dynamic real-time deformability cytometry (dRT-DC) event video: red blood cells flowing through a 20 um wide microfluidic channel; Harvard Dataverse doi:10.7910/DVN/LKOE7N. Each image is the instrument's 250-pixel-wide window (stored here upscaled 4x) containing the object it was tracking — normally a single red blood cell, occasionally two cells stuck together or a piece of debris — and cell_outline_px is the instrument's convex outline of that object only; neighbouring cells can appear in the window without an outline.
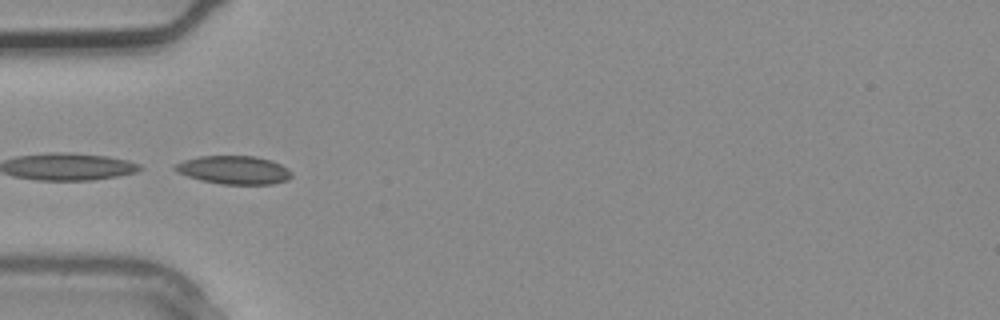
{"species": "common noctule bat (a hibernating species)", "species_latin": "Nyctalus noctula", "temperature_condition": "warm", "stored_images_in_passage": 2, "camera_frame_rate_fps": 3000, "um_per_image_px": 0.085, "animal": {"sex": "male", "body_mass_g": 20.4}, "frame": {"image": 1, "passage_image": 2, "time_ms": 0.333, "image_size_px": [1000, 320], "cell_outline_px": [[292, 176], [288, 180], [272, 184], [220, 184], [200, 180], [176, 172], [172, 168], [176, 164], [184, 160], [200, 156], [256, 156], [272, 160], [288, 168], [292, 172]], "centroid_in_image_um": [19.9, 14.45], "position_along_channel_um": 65.1, "area_um2": 19.36}}